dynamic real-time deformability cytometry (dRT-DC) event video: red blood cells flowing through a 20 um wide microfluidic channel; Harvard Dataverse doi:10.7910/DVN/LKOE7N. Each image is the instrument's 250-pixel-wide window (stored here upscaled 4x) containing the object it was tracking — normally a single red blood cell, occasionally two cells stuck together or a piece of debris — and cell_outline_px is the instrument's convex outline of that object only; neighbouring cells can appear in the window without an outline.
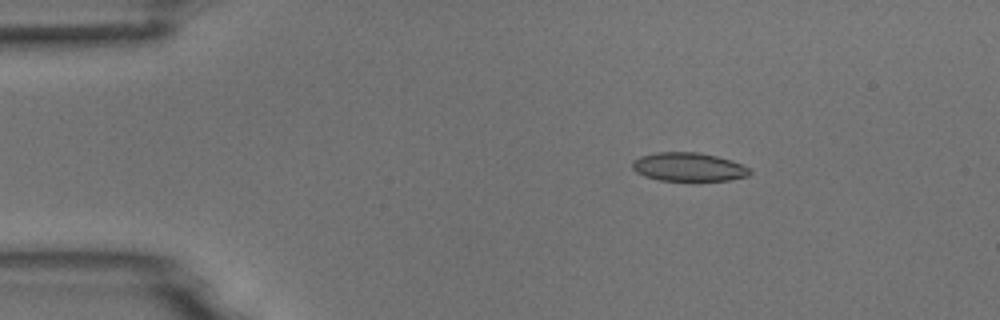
{"species": "common noctule bat (a hibernating species)", "species_latin": "Nyctalus noctula", "temperature_condition": "room temperature", "stored_images_in_passage": 5, "camera_frame_rate_fps": 3000, "um_per_image_px": 0.085, "animal": {"sex": "male", "body_mass_g": 18.8}, "frame": {"image": 1, "passage_image": 3, "time_ms": 2.333, "image_size_px": [1000, 320], "cell_outline_px": [[752, 172], [748, 176], [728, 180], [660, 180], [644, 176], [636, 172], [632, 168], [632, 160], [640, 156], [656, 152], [696, 152], [716, 156], [732, 160], [748, 168]], "centroid_in_image_um": [58.49, 14.18], "position_along_channel_um": 26.5, "area_um2": 19.48}}
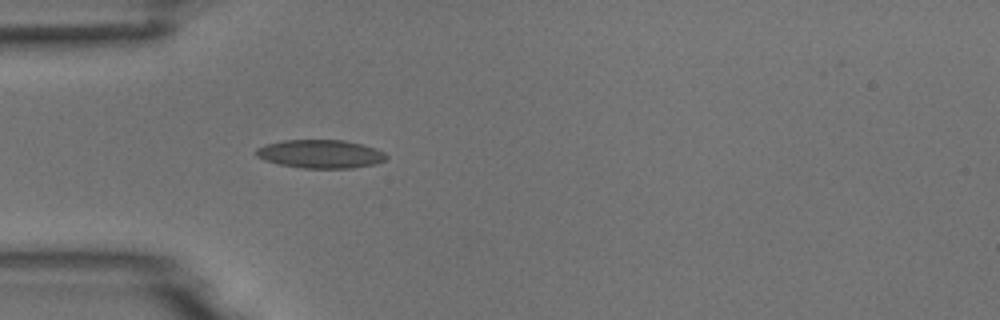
{"frame": {"image": 2, "passage_image": 5, "time_ms": 4.667, "image_size_px": [1000, 320], "cell_outline_px": [[388, 156], [384, 160], [376, 164], [352, 168], [300, 168], [280, 164], [264, 160], [256, 156], [252, 152], [256, 148], [268, 144], [284, 140], [344, 140], [364, 144], [376, 148], [384, 152]], "centroid_in_image_um": [27.24, 13.08], "position_along_channel_um": 57.8, "area_um2": 21.73}}